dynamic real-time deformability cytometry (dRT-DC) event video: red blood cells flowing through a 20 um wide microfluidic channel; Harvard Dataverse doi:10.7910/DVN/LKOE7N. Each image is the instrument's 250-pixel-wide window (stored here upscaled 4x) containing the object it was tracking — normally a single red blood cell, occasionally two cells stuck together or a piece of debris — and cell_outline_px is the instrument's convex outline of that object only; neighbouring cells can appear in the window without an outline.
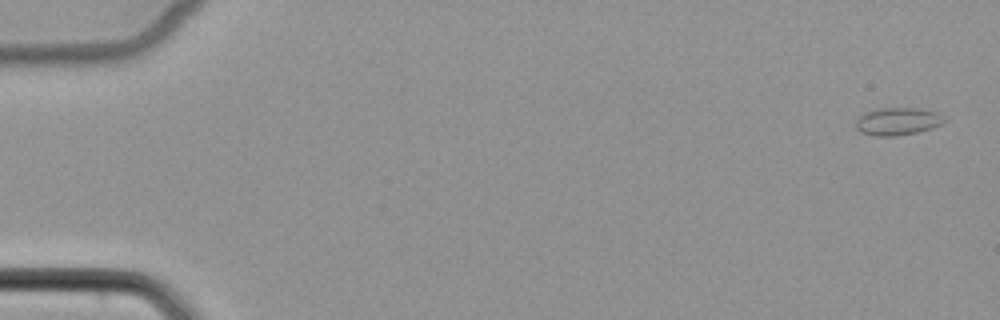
{"species": "common noctule bat (a hibernating species)", "species_latin": "Nyctalus noctula", "temperature_condition": "cold", "stored_images_in_passage": 53, "segment_of_instrument_passage": [1, 2], "camera_frame_rate_fps": 3000, "um_per_image_px": 0.085, "animal": {"sex": "female", "body_mass_g": 22.7, "forearm_length_mm": 54.2}, "frame": {"image": 1, "passage_image": 2, "time_ms": 0.333, "image_size_px": [1000, 320], "cell_outline_px": [[944, 120], [940, 124], [932, 128], [916, 132], [896, 136], [872, 136], [860, 132], [856, 128], [856, 116], [864, 112], [876, 108], [920, 108], [940, 112], [944, 116]], "centroid_in_image_um": [76.26, 10.3], "position_along_channel_um": 8.7, "area_um2": 14.51}}
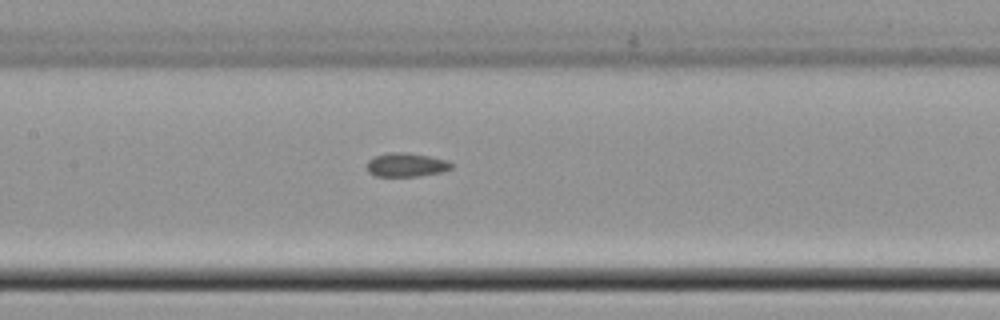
{"frame": {"image": 2, "passage_image": 26, "time_ms": 8.333, "image_size_px": [1000, 320], "cell_outline_px": [[452, 168], [444, 172], [420, 176], [376, 176], [368, 172], [368, 160], [376, 156], [392, 152], [404, 152], [428, 156], [448, 160], [452, 164]], "centroid_in_image_um": [34.57, 14.02], "position_along_channel_um": 172.8, "area_um2": 11.68}}
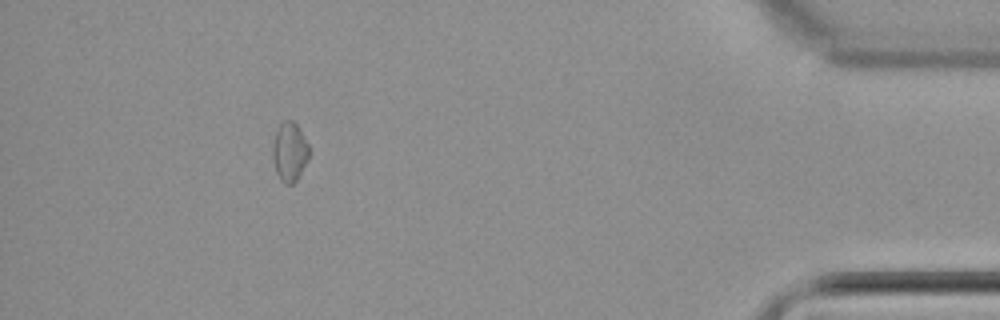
{"frame": {"image": 3, "passage_image": 48, "time_ms": 15.667, "image_size_px": [1000, 320], "cell_outline_px": [[308, 160], [296, 180], [292, 184], [284, 184], [280, 180], [276, 172], [272, 156], [272, 148], [276, 132], [280, 124], [284, 120], [292, 120], [296, 124], [308, 144]], "centroid_in_image_um": [24.6, 12.92], "position_along_channel_um": 410.6, "area_um2": 12.37}}